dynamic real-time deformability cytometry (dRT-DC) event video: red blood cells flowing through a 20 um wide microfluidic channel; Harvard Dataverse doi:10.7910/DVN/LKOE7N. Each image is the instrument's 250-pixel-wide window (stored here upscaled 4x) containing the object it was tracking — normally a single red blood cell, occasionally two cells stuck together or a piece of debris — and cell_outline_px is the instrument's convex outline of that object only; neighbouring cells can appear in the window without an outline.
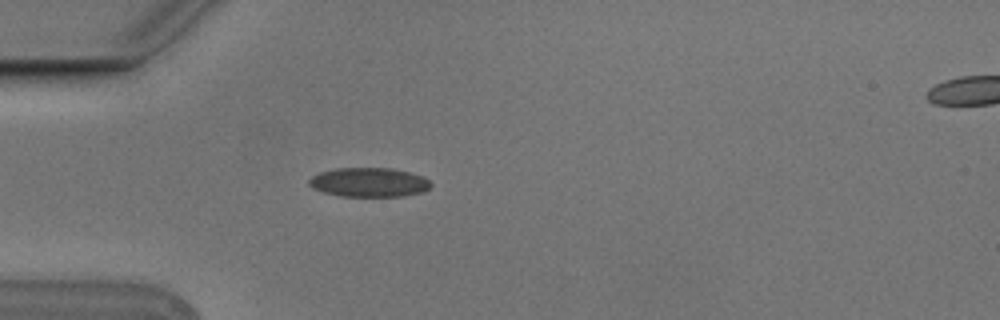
{"species": "Egyptian fruit bat (a non-hibernating species)", "species_latin": "Rousettus aegyptiacus", "temperature_condition": "cold", "stored_images_in_passage": 3, "camera_frame_rate_fps": 3000, "um_per_image_px": 0.085, "animal": {"sex": "male"}, "frame": {"image": 1, "passage_image": 3, "time_ms": 0.667, "image_size_px": [1000, 320], "cell_outline_px": [[432, 184], [424, 192], [404, 196], [340, 196], [324, 192], [312, 188], [308, 184], [308, 180], [312, 176], [320, 172], [336, 168], [392, 168], [424, 176]], "centroid_in_image_um": [31.37, 15.49], "position_along_channel_um": 53.6, "area_um2": 20.81}}